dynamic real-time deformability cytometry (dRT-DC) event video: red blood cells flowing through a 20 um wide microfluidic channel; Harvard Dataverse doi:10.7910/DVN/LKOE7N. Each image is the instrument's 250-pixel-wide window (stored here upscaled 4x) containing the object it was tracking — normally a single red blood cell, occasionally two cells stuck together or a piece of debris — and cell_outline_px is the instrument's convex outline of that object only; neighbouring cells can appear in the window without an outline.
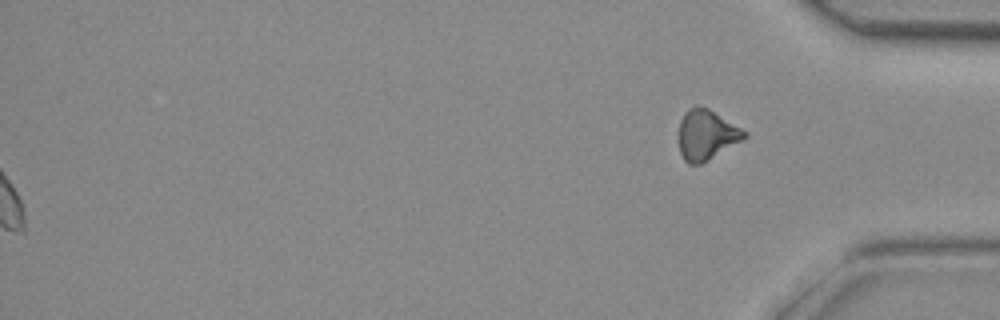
{"species": "common noctule bat (a hibernating species)", "species_latin": "Nyctalus noctula", "temperature_condition": "room temperature", "stored_images_in_passage": 32, "segment_of_instrument_passage": [2, 2], "camera_frame_rate_fps": 3000, "um_per_image_px": 0.085, "animal": {"sex": "female", "body_mass_g": 29.2, "forearm_length_mm": 56.3}, "frame": {"image": 1, "passage_image": 32, "time_ms": 10.333, "image_size_px": [1000, 320], "cell_outline_px": [[748, 136], [744, 140], [700, 164], [688, 164], [684, 160], [680, 152], [680, 120], [684, 112], [688, 108], [696, 104], [708, 108], [748, 132]], "centroid_in_image_um": [60.07, 11.44], "position_along_channel_um": 375.1, "area_um2": 19.19}}